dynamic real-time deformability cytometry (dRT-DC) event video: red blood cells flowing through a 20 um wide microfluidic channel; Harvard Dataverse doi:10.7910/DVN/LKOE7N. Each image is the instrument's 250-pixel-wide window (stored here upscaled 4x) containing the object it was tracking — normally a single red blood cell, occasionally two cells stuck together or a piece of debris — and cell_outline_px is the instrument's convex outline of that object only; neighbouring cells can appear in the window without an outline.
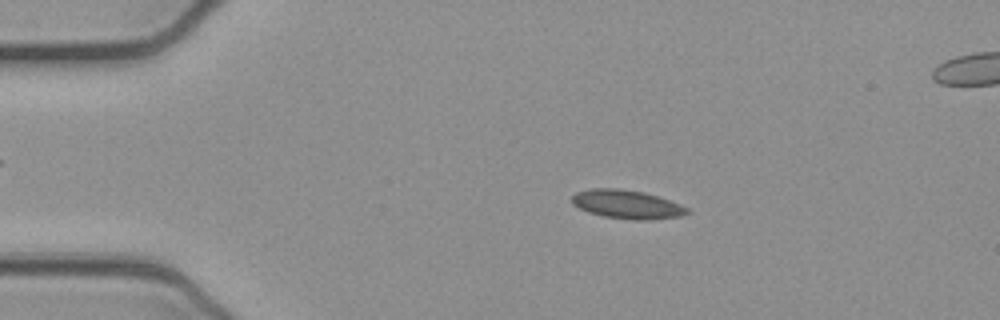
{"species": "common noctule bat (a hibernating species)", "species_latin": "Nyctalus noctula", "temperature_condition": "cold", "stored_images_in_passage": 44, "camera_frame_rate_fps": 3000, "um_per_image_px": 0.085, "animal": {"sex": "female", "body_mass_g": 21.9}, "frame": {"image": 1, "passage_image": 1, "time_ms": 0.0, "image_size_px": [1000, 320], "cell_outline_px": [[692, 212], [680, 216], [652, 220], [636, 220], [604, 216], [588, 212], [572, 204], [572, 196], [576, 192], [592, 188], [620, 188], [644, 192], [680, 204], [688, 208]], "centroid_in_image_um": [53.3, 17.37], "position_along_channel_um": 31.7, "area_um2": 19.25}}
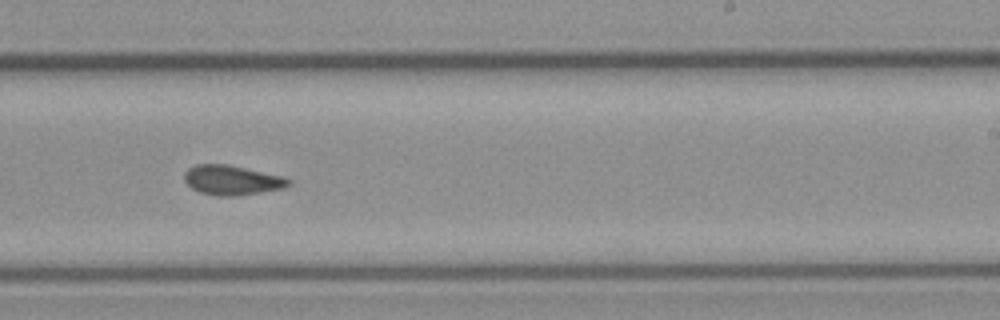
{"frame": {"image": 2, "passage_image": 23, "time_ms": 7.333, "image_size_px": [1000, 320], "cell_outline_px": [[292, 184], [284, 188], [236, 196], [216, 196], [200, 192], [192, 188], [184, 180], [184, 172], [188, 168], [196, 164], [228, 164], [284, 176], [292, 180]], "centroid_in_image_um": [19.74, 15.3], "position_along_channel_um": 269.3, "area_um2": 18.21}}
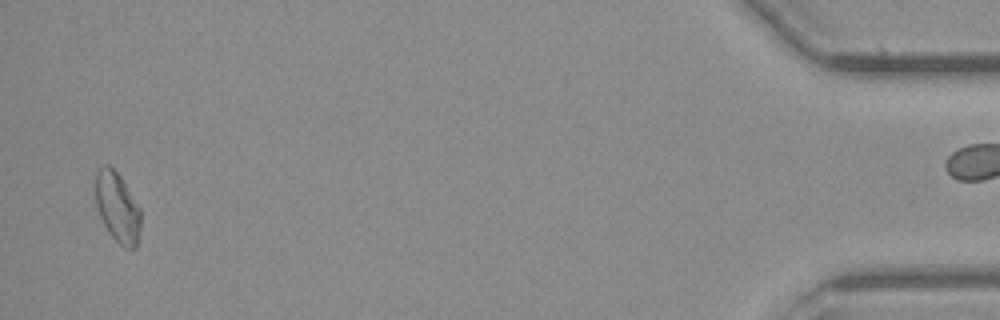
{"frame": {"image": 3, "passage_image": 42, "time_ms": 13.667, "image_size_px": [1000, 320], "cell_outline_px": [[140, 232], [136, 248], [124, 248], [112, 236], [104, 224], [100, 216], [96, 204], [96, 172], [104, 164], [108, 164], [120, 176], [140, 208]], "centroid_in_image_um": [9.99, 17.63], "position_along_channel_um": 425.2, "area_um2": 18.21}, "authors_computed_cell_mechanics": {"area_um2": 17.9758, "velocity_mm_per_s": 3.8986, "shape_relaxation_time_tau1_ms": 5.3736, "shape_relaxation_time_tau2_ms": 1.9836, "deformation_change_tau1": 0.1157, "deformation_change_tau2": 0.0784}}